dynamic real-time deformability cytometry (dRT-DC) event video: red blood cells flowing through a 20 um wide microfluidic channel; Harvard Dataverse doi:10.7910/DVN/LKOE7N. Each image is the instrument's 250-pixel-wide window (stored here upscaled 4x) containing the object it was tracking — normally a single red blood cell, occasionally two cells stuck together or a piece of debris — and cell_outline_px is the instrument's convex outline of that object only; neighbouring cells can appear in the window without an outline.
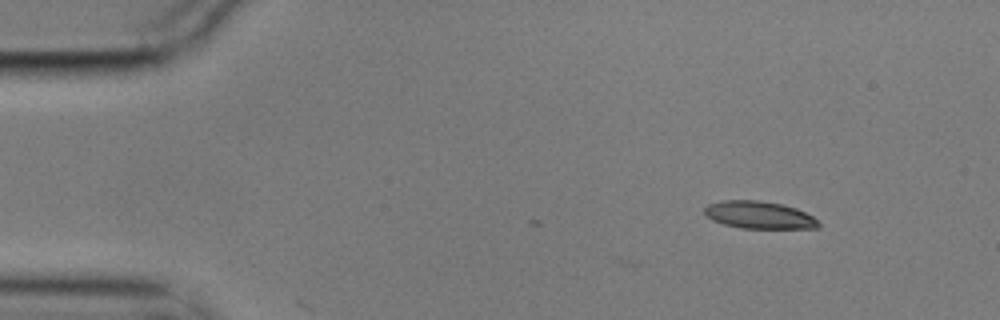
{"species": "common noctule bat (a hibernating species)", "species_latin": "Nyctalus noctula", "temperature_condition": "cold", "stored_images_in_passage": 3, "camera_frame_rate_fps": 3000, "um_per_image_px": 0.085, "animal": {"sex": "male", "body_mass_g": 17.9}, "frame": {"image": 1, "passage_image": 3, "time_ms": 0.667, "image_size_px": [1000, 320], "cell_outline_px": [[820, 228], [740, 228], [724, 224], [712, 220], [704, 212], [704, 208], [708, 204], [720, 200], [756, 200], [780, 204], [796, 208], [812, 216], [820, 224]], "centroid_in_image_um": [64.5, 18.27], "position_along_channel_um": 20.5, "area_um2": 18.09}}